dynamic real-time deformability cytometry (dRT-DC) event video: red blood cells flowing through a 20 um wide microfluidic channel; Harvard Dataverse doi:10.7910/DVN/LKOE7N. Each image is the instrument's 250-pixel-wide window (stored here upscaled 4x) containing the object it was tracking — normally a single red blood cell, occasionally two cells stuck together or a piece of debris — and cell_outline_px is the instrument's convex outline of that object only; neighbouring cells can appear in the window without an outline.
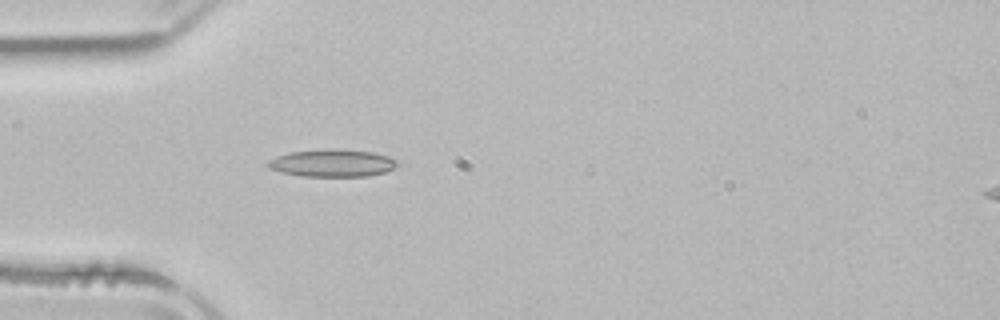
{"species": "common noctule bat (a hibernating species)", "species_latin": "Nyctalus noctula", "temperature_condition": "room temperature", "stored_images_in_passage": 4, "camera_frame_rate_fps": 3000, "um_per_image_px": 0.085, "animal": {"sex": "male", "body_mass_g": 21.5, "forearm_length_mm": 52.0}, "frame": {"image": 1, "passage_image": 4, "time_ms": 4.333, "image_size_px": [1000, 320], "cell_outline_px": [[396, 164], [392, 168], [384, 172], [368, 176], [300, 176], [268, 168], [264, 164], [268, 160], [276, 156], [288, 152], [332, 148], [372, 152], [388, 156], [396, 160]], "centroid_in_image_um": [28.18, 13.85], "position_along_channel_um": 56.8, "area_um2": 20.63}}